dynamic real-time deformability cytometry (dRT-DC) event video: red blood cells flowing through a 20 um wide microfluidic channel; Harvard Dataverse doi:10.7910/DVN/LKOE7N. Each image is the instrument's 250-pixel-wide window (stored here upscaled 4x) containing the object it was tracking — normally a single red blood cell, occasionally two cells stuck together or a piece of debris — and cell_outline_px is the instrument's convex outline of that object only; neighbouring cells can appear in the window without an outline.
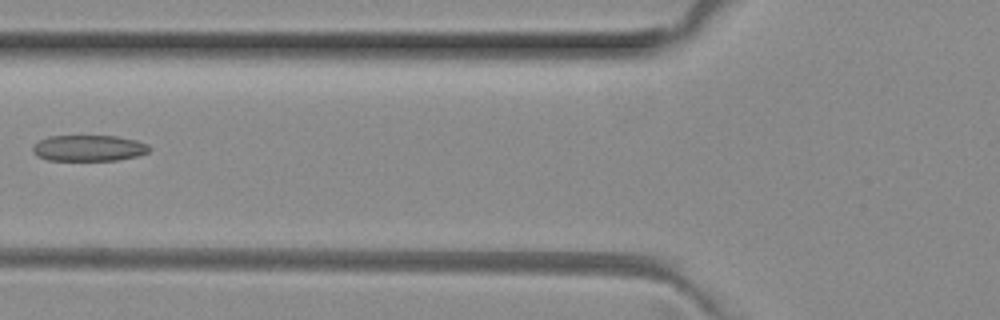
{"species": "common noctule bat (a hibernating species)", "species_latin": "Nyctalus noctula", "temperature_condition": "room temperature", "stored_images_in_passage": 3, "camera_frame_rate_fps": 3000, "um_per_image_px": 0.085, "animal": {"sex": "female", "body_mass_g": 29.2, "forearm_length_mm": 56.3}, "frame": {"image": 1, "passage_image": 3, "time_ms": 0.667, "image_size_px": [1000, 320], "cell_outline_px": [[152, 148], [148, 152], [136, 156], [116, 160], [48, 160], [36, 156], [32, 152], [32, 148], [40, 140], [48, 136], [116, 136], [136, 140], [148, 144]], "centroid_in_image_um": [7.55, 12.59], "position_along_channel_um": 118.3, "area_um2": 17.69}}